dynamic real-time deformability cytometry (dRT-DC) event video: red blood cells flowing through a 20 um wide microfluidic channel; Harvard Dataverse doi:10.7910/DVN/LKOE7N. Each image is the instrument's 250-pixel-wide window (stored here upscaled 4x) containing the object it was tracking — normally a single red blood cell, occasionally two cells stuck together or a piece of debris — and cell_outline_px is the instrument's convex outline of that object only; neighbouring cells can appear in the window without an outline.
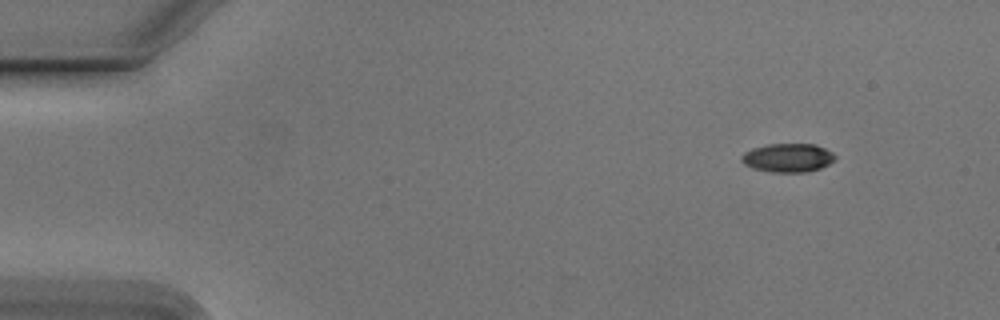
{"species": "Egyptian fruit bat (a non-hibernating species)", "species_latin": "Rousettus aegyptiacus", "temperature_condition": "cold", "stored_images_in_passage": 49, "camera_frame_rate_fps": 3000, "um_per_image_px": 0.085, "animal": {"sex": "male"}, "frame": {"image": 1, "passage_image": 1, "time_ms": 0.0, "image_size_px": [1000, 320], "cell_outline_px": [[836, 156], [828, 164], [820, 168], [804, 172], [772, 172], [752, 168], [744, 164], [740, 160], [740, 156], [744, 152], [752, 148], [768, 144], [816, 144], [832, 152]], "centroid_in_image_um": [66.92, 13.4], "position_along_channel_um": 18.1, "area_um2": 15.61}}
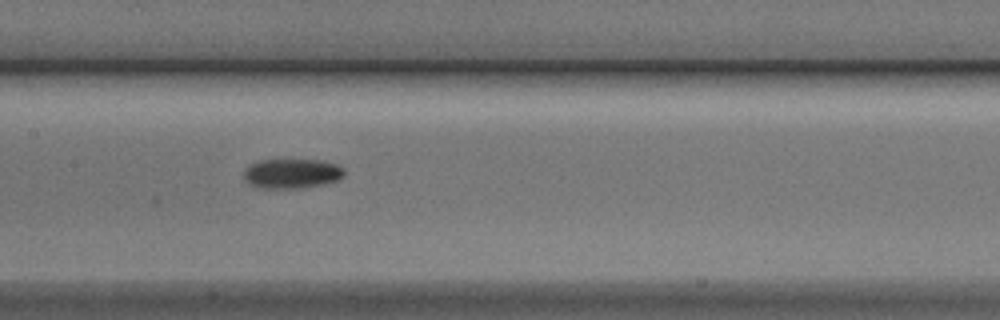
{"frame": {"image": 2, "passage_image": 22, "time_ms": 7.0, "image_size_px": [1000, 320], "cell_outline_px": [[344, 176], [336, 180], [324, 184], [304, 188], [252, 188], [244, 180], [244, 168], [248, 164], [260, 160], [320, 160], [336, 164], [344, 168]], "centroid_in_image_um": [24.75, 14.76], "position_along_channel_um": 182.7, "area_um2": 17.69}}
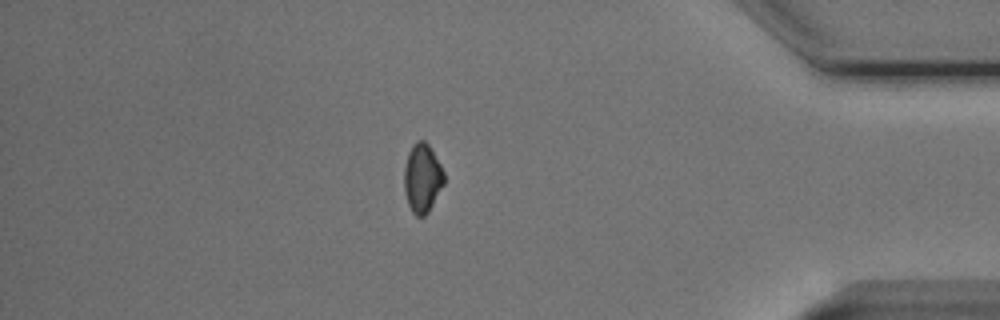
{"frame": {"image": 3, "passage_image": 42, "time_ms": 13.667, "image_size_px": [1000, 320], "cell_outline_px": [[444, 184], [428, 212], [424, 216], [416, 216], [412, 212], [408, 204], [404, 188], [404, 164], [408, 152], [412, 144], [416, 140], [424, 140], [428, 144], [440, 164], [444, 172]], "centroid_in_image_um": [35.88, 15.12], "position_along_channel_um": 399.3, "area_um2": 16.07}}